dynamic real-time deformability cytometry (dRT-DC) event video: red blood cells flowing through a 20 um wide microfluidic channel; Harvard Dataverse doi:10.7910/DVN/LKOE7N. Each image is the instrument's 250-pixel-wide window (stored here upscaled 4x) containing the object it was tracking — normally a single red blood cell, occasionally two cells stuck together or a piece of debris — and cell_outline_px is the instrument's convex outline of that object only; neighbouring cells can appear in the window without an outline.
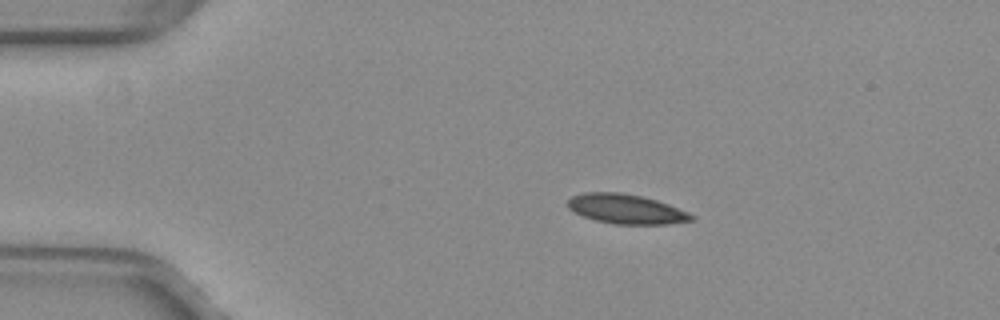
{"species": "common noctule bat (a hibernating species)", "species_latin": "Nyctalus noctula", "temperature_condition": "warm", "stored_images_in_passage": 43, "camera_frame_rate_fps": 3000, "um_per_image_px": 0.085, "animal": {"sex": "female", "body_mass_g": 29.2, "forearm_length_mm": 56.3}, "frame": {"image": 1, "passage_image": 1, "time_ms": 0.0, "image_size_px": [1000, 320], "cell_outline_px": [[696, 220], [668, 224], [612, 224], [596, 220], [572, 212], [568, 208], [568, 200], [572, 196], [584, 192], [620, 192], [640, 196], [656, 200], [668, 204], [688, 212], [696, 216]], "centroid_in_image_um": [53.23, 17.77], "position_along_channel_um": 31.8, "area_um2": 21.39}}
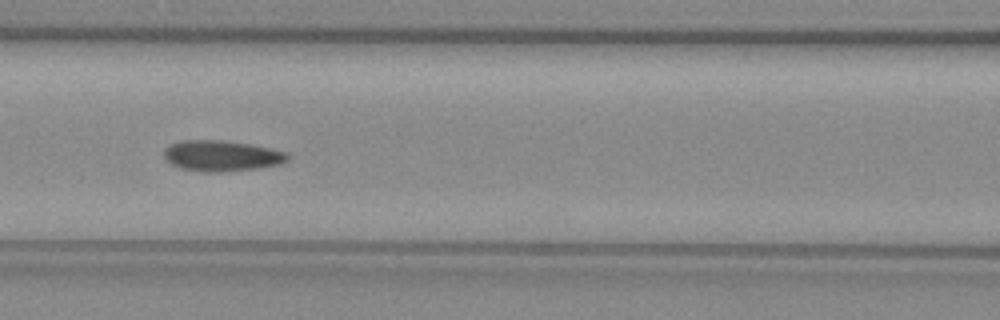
{"frame": {"image": 2, "passage_image": 14, "time_ms": 4.333, "image_size_px": [1000, 320], "cell_outline_px": [[288, 160], [280, 164], [256, 168], [224, 172], [204, 172], [180, 168], [172, 164], [164, 156], [164, 148], [180, 140], [220, 140], [248, 144], [288, 152]], "centroid_in_image_um": [18.82, 13.25], "position_along_channel_um": 147.8, "area_um2": 22.02}}
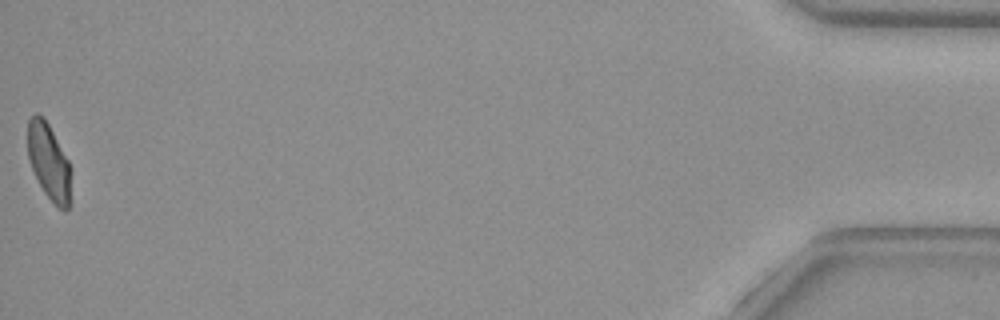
{"frame": {"image": 3, "passage_image": 43, "time_ms": 14.0, "image_size_px": [1000, 320], "cell_outline_px": [[72, 172], [68, 208], [64, 212], [44, 192], [32, 168], [28, 156], [28, 120], [36, 112], [48, 124], [68, 160], [72, 168]], "centroid_in_image_um": [4.18, 13.76], "position_along_channel_um": 431.0, "area_um2": 18.84}, "authors_computed_cell_mechanics": {"area_um2": 21.4438, "velocity_mm_per_s": 3.9861, "shape_relaxation_time_tau1_ms": 10.5406, "shape_relaxation_time_tau2_ms": 3.1357, "deformation_change_tau1": 0.1964, "deformation_change_tau2": 0.0824}}